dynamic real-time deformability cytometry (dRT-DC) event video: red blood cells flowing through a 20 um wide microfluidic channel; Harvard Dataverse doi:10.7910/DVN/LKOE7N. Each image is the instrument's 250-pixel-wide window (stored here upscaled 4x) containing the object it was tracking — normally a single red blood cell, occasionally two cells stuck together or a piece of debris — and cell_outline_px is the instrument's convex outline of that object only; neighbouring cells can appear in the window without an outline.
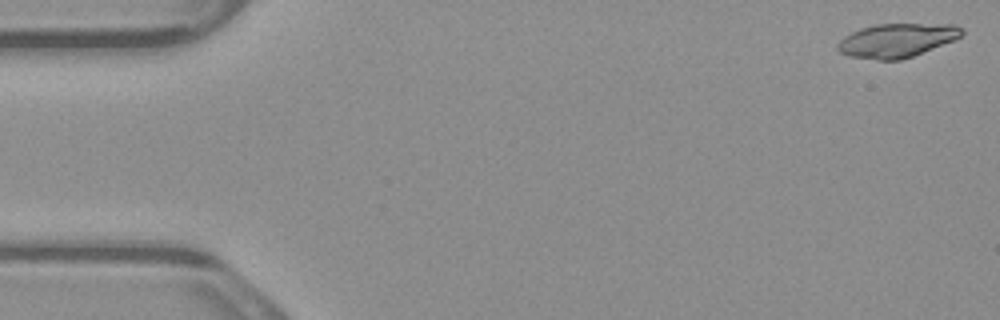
{"species": "common noctule bat (a hibernating species)", "species_latin": "Nyctalus noctula", "temperature_condition": "warm", "stored_images_in_passage": 4, "camera_frame_rate_fps": 3000, "um_per_image_px": 0.085, "animal": {"sex": "male", "body_mass_g": 23.1, "forearm_length_mm": 52.7}, "frame": {"image": 1, "passage_image": 1, "time_ms": 0.0, "image_size_px": [1000, 320], "cell_outline_px": [[964, 32], [956, 40], [912, 56], [900, 60], [876, 60], [848, 56], [840, 52], [836, 48], [836, 44], [844, 36], [860, 28], [876, 24], [956, 24], [964, 28]], "centroid_in_image_um": [76.24, 3.43], "position_along_channel_um": 8.8, "area_um2": 24.68}}